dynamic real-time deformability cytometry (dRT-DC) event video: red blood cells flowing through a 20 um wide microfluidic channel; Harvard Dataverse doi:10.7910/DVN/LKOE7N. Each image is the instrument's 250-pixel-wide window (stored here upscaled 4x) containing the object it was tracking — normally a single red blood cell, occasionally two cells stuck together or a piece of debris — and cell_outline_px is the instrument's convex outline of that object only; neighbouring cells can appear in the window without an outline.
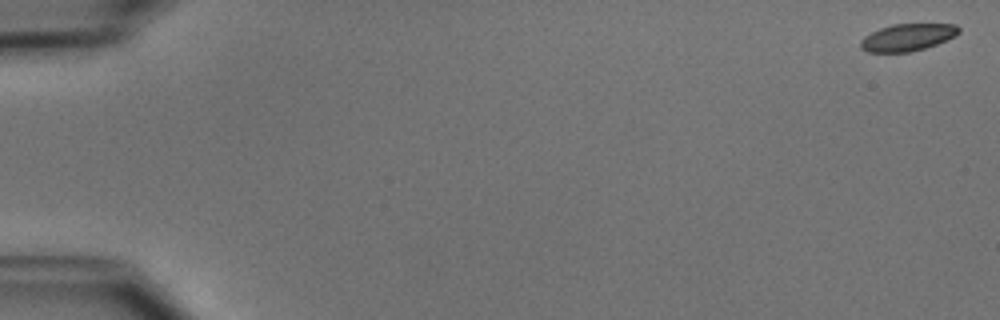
{"species": "common noctule bat (a hibernating species)", "species_latin": "Nyctalus noctula", "temperature_condition": "cold", "stored_images_in_passage": 10, "camera_frame_rate_fps": 3000, "um_per_image_px": 0.085, "animal": {"sex": "male", "body_mass_g": 15.6}, "frame": {"image": 1, "passage_image": 1, "time_ms": 0.0, "image_size_px": [1000, 320], "cell_outline_px": [[960, 32], [956, 36], [936, 44], [924, 48], [908, 52], [868, 52], [860, 48], [860, 40], [864, 36], [880, 28], [892, 24], [956, 24], [960, 28]], "centroid_in_image_um": [77.14, 3.17], "position_along_channel_um": 7.9, "area_um2": 15.55}}